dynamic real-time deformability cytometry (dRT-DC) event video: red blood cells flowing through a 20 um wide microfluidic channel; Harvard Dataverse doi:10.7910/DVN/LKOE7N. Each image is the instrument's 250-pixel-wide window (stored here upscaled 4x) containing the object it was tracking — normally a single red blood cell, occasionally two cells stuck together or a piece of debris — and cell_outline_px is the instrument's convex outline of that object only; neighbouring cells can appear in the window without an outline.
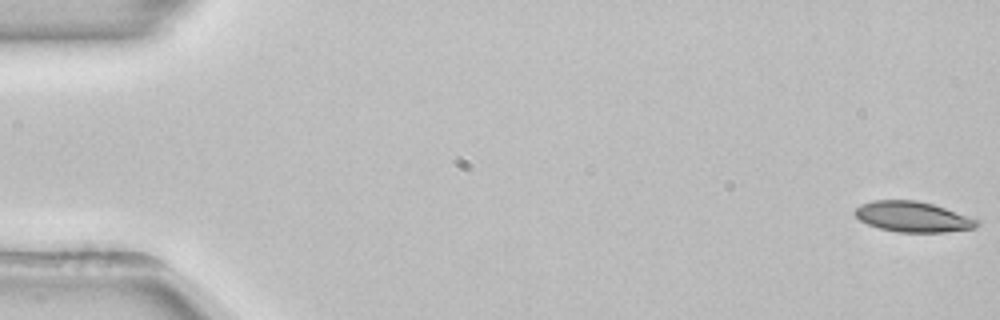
{"species": "common noctule bat (a hibernating species)", "species_latin": "Nyctalus noctula", "temperature_condition": "room temperature", "stored_images_in_passage": 54, "camera_frame_rate_fps": 3000, "um_per_image_px": 0.085, "animal": {"sex": "female", "body_mass_g": 22.7, "forearm_length_mm": 54.2}, "frame": {"image": 1, "passage_image": 1, "time_ms": 0.0, "image_size_px": [1000, 320], "cell_outline_px": [[980, 224], [976, 228], [944, 232], [896, 232], [880, 228], [868, 224], [860, 220], [852, 212], [860, 204], [872, 200], [916, 200], [932, 204], [980, 220]], "centroid_in_image_um": [77.58, 18.42], "position_along_channel_um": 7.4, "area_um2": 21.68}}
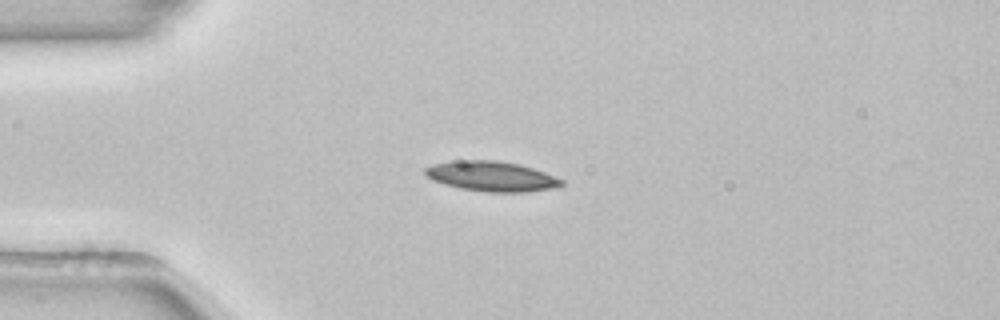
{"frame": {"image": 2, "passage_image": 14, "time_ms": 4.333, "image_size_px": [1000, 320], "cell_outline_px": [[564, 184], [552, 188], [524, 192], [488, 192], [460, 188], [444, 184], [432, 180], [424, 172], [424, 168], [432, 164], [452, 160], [496, 160], [520, 164], [544, 172], [564, 180]], "centroid_in_image_um": [41.75, 14.97], "position_along_channel_um": 43.2, "area_um2": 23.87}}
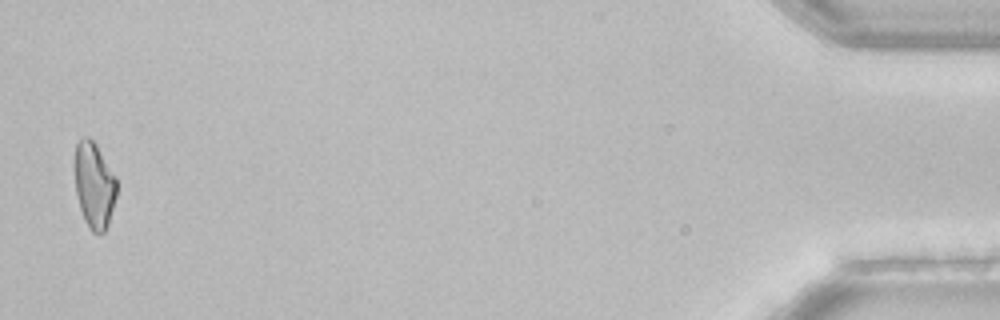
{"frame": {"image": 3, "passage_image": 53, "time_ms": 17.333, "image_size_px": [1000, 320], "cell_outline_px": [[116, 196], [108, 224], [104, 232], [92, 232], [84, 220], [80, 208], [76, 192], [72, 164], [72, 160], [76, 144], [84, 136], [88, 136], [96, 144], [116, 176]], "centroid_in_image_um": [7.96, 15.68], "position_along_channel_um": 427.2, "area_um2": 21.39}, "authors_computed_cell_mechanics": {"area_um2": 22.0507, "velocity_mm_per_s": 3.8593, "shape_relaxation_time_tau1_ms": 10.8856, "shape_relaxation_time_tau2_ms": null, "deformation_change_tau1": 0.1992, "deformation_change_tau2": null}}